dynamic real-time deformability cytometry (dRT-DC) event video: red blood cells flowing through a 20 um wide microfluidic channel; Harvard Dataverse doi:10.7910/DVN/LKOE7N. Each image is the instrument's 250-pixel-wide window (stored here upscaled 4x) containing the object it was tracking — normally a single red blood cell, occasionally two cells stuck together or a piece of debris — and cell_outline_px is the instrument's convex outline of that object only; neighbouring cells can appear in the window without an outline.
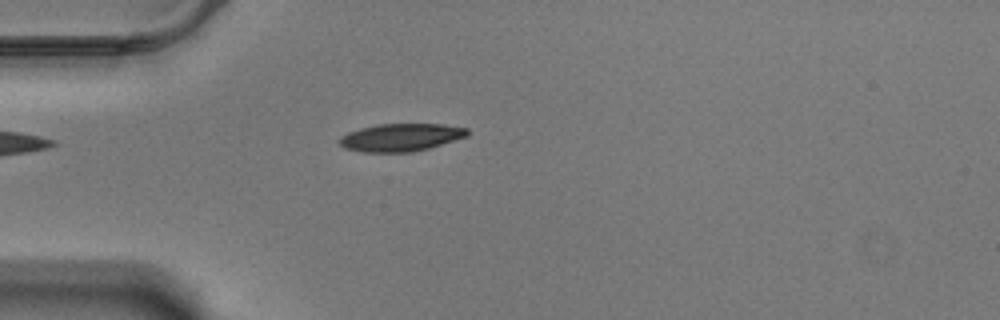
{"species": "Egyptian fruit bat (a non-hibernating species)", "species_latin": "Rousettus aegyptiacus", "temperature_condition": "warm", "stored_images_in_passage": 43, "camera_frame_rate_fps": 3000, "um_per_image_px": 0.085, "animal": {"sex": "male"}, "frame": {"image": 1, "passage_image": 1, "time_ms": 0.0, "image_size_px": [1000, 320], "cell_outline_px": [[468, 136], [428, 148], [412, 152], [364, 152], [344, 148], [340, 144], [340, 136], [348, 132], [360, 128], [376, 124], [440, 124], [468, 128]], "centroid_in_image_um": [34.06, 11.67], "position_along_channel_um": 50.9, "area_um2": 20.58}}
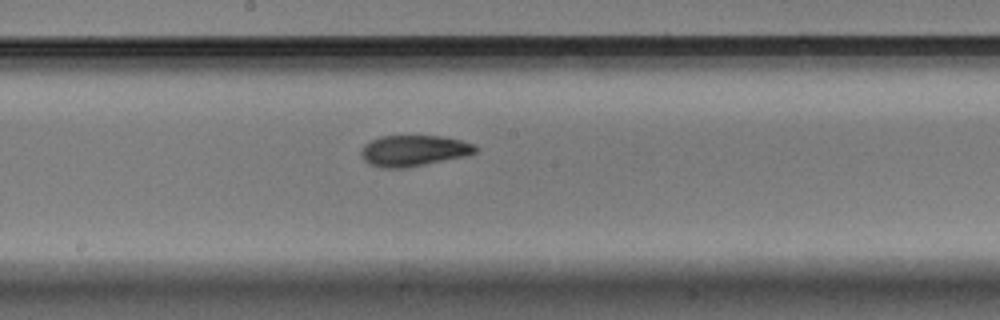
{"frame": {"image": 2, "passage_image": 16, "time_ms": 5.0, "image_size_px": [1000, 320], "cell_outline_px": [[476, 152], [464, 156], [408, 168], [380, 168], [368, 164], [360, 156], [360, 152], [364, 144], [380, 136], [440, 136], [460, 140], [472, 144], [476, 148]], "centroid_in_image_um": [35.09, 12.82], "position_along_channel_um": 213.1, "area_um2": 20.63}}
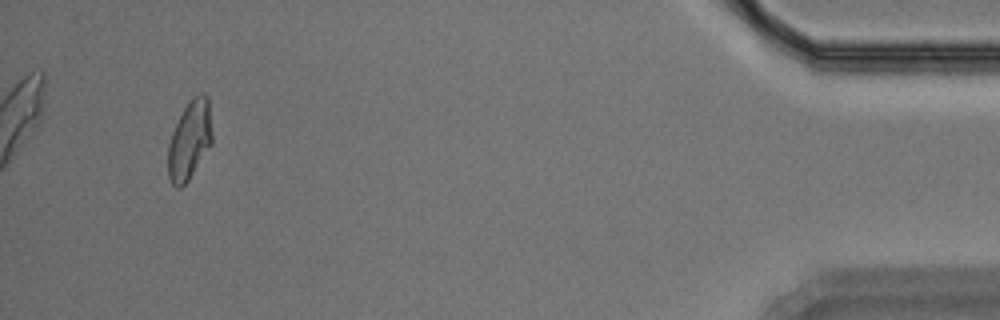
{"frame": {"image": 3, "passage_image": 40, "time_ms": 13.0, "image_size_px": [1000, 320], "cell_outline_px": [[212, 144], [188, 180], [180, 188], [176, 188], [172, 184], [168, 176], [168, 144], [172, 132], [184, 108], [192, 96], [200, 92], [204, 92], [208, 96], [212, 132]], "centroid_in_image_um": [16.13, 11.88], "position_along_channel_um": 419.1, "area_um2": 20.35}, "authors_computed_cell_mechanics": {"area_um2": 20.4612, "velocity_mm_per_s": 3.4689, "shape_relaxation_time_tau1_ms": 10.7883, "shape_relaxation_time_tau2_ms": 3.008, "deformation_change_tau1": 0.2421, "deformation_change_tau2": 0.0783}}